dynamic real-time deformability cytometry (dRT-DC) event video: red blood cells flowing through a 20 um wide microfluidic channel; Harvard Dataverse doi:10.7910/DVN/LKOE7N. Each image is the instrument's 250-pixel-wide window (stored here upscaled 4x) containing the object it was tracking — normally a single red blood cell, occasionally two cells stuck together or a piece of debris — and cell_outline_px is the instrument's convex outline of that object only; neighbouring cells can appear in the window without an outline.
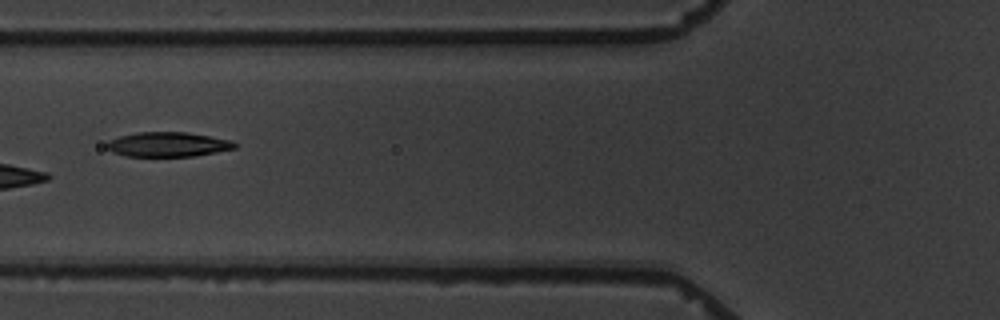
{"species": "common noctule bat (a hibernating species)", "species_latin": "Nyctalus noctula", "temperature_condition": "warm", "stored_images_in_passage": 14, "camera_frame_rate_fps": 3000, "um_per_image_px": 0.085, "animal": {"sex": "male", "body_mass_g": 19.5, "forearm_length_mm": 54.6}, "frame": {"image": 1, "passage_image": 5, "time_ms": 5.333, "image_size_px": [1000, 320], "cell_outline_px": [[236, 148], [216, 152], [192, 156], [128, 156], [112, 152], [108, 148], [108, 140], [120, 136], [136, 132], [188, 132], [232, 140], [236, 144]], "centroid_in_image_um": [14.29, 12.27], "position_along_channel_um": 111.5, "area_um2": 18.26}}
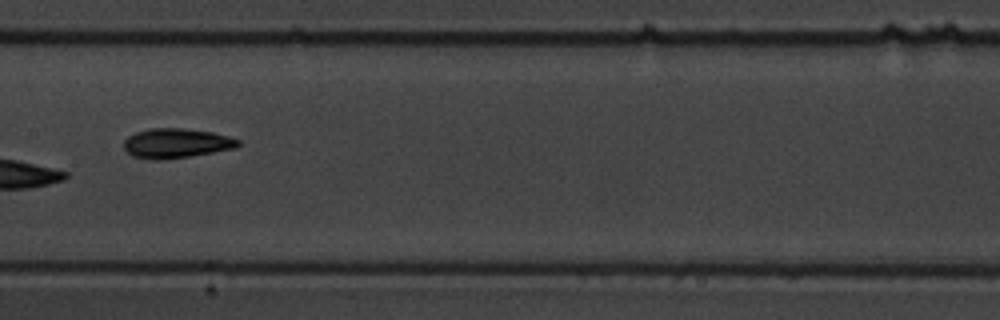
{"frame": {"image": 2, "passage_image": 7, "time_ms": 7.667, "image_size_px": [1000, 320], "cell_outline_px": [[240, 144], [236, 148], [188, 156], [156, 160], [152, 160], [132, 156], [124, 148], [124, 140], [128, 136], [136, 132], [152, 128], [180, 128], [212, 132], [228, 136], [240, 140]], "centroid_in_image_um": [14.97, 12.17], "position_along_channel_um": 192.4, "area_um2": 19.54}, "authors_computed_cell_mechanics": {"area_um2": 17.7157, "velocity_mm_per_s": 3.4684, "shape_relaxation_time_tau1_ms": 2.3537, "shape_relaxation_time_tau2_ms": null, "deformation_change_tau1": 0.1, "deformation_change_tau2": null}}